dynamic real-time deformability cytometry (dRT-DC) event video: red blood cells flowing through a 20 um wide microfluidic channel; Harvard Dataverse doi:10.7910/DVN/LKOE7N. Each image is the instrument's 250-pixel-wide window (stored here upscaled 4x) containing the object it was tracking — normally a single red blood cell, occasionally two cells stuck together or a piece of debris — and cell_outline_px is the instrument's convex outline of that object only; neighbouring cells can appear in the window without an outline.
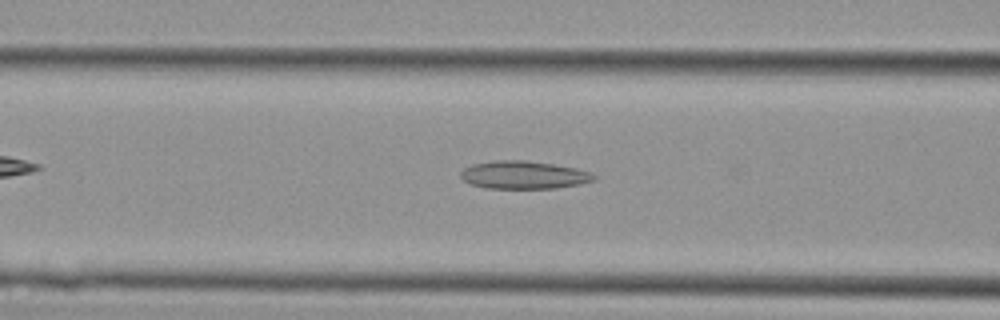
{"species": "Egyptian fruit bat (a non-hibernating species)", "species_latin": "Rousettus aegyptiacus", "temperature_condition": "cold", "stored_images_in_passage": 30, "camera_frame_rate_fps": 3000, "um_per_image_px": 0.085, "animal": {"sex": "female"}, "frame": {"image": 1, "passage_image": 6, "time_ms": 1.667, "image_size_px": [1000, 320], "cell_outline_px": [[596, 180], [556, 188], [484, 188], [472, 184], [464, 180], [460, 176], [460, 172], [464, 168], [472, 164], [496, 160], [524, 160], [552, 164], [576, 168], [592, 172], [596, 176]], "centroid_in_image_um": [44.51, 14.86], "position_along_channel_um": 122.1, "area_um2": 21.56}}
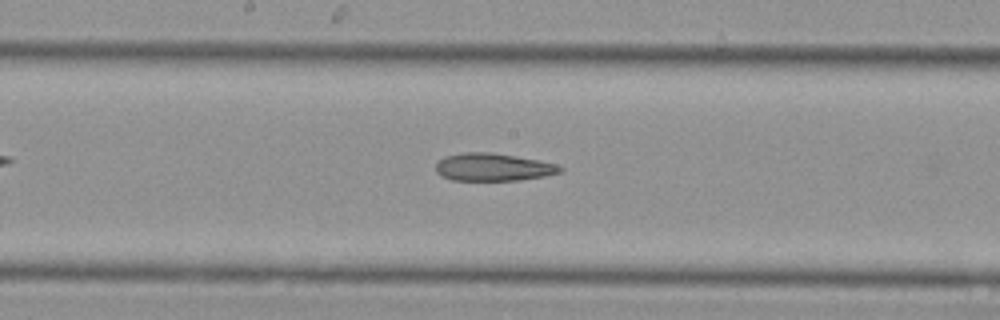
{"frame": {"image": 2, "passage_image": 11, "time_ms": 3.333, "image_size_px": [1000, 320], "cell_outline_px": [[564, 168], [560, 172], [544, 176], [520, 180], [452, 180], [436, 172], [436, 164], [444, 156], [464, 152], [492, 152], [516, 156], [556, 164]], "centroid_in_image_um": [41.9, 14.2], "position_along_channel_um": 206.3, "area_um2": 19.88}}
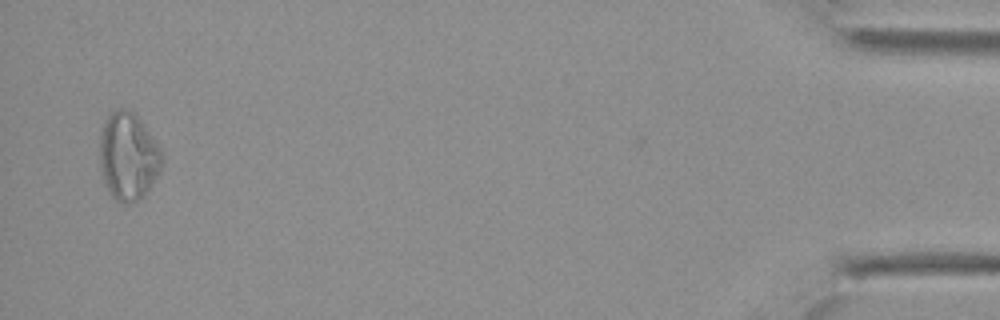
{"frame": {"image": 3, "passage_image": 29, "time_ms": 9.333, "image_size_px": [1000, 320], "cell_outline_px": [[164, 160], [160, 172], [144, 196], [140, 200], [128, 204], [124, 204], [116, 200], [108, 192], [104, 184], [100, 172], [100, 128], [104, 120], [112, 112], [120, 108], [128, 108], [140, 120], [160, 148]], "centroid_in_image_um": [10.88, 13.32], "position_along_channel_um": 424.3, "area_um2": 32.19}}